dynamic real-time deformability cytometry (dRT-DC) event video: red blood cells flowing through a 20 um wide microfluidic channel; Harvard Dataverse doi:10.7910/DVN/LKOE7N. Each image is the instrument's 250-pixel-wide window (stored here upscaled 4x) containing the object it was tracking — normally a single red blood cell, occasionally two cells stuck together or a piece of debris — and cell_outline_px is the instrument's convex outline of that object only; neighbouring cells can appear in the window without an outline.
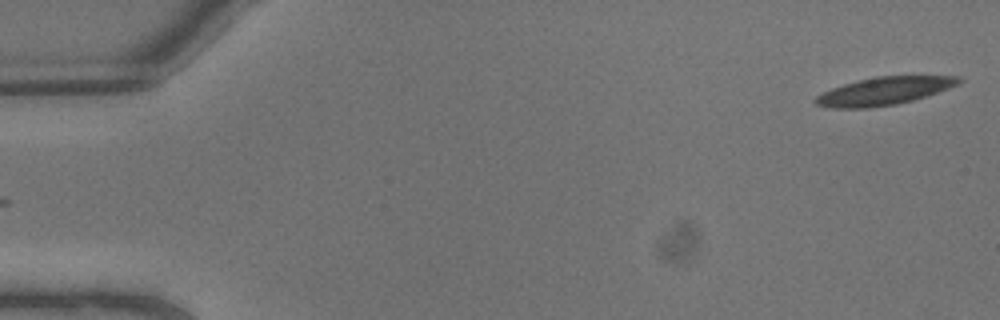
{"species": "common noctule bat (a hibernating species)", "species_latin": "Nyctalus noctula", "temperature_condition": "warm", "stored_images_in_passage": 8, "camera_frame_rate_fps": 3000, "um_per_image_px": 0.085, "animal": {"sex": "male", "body_mass_g": 13.3}, "frame": {"image": 1, "passage_image": 1, "time_ms": 0.0, "image_size_px": [1000, 320], "cell_outline_px": [[964, 80], [960, 84], [912, 100], [896, 104], [868, 108], [832, 108], [816, 104], [812, 100], [816, 96], [832, 88], [844, 84], [876, 76], [960, 76]], "centroid_in_image_um": [75.15, 7.73], "position_along_channel_um": 9.9, "area_um2": 23.0}}
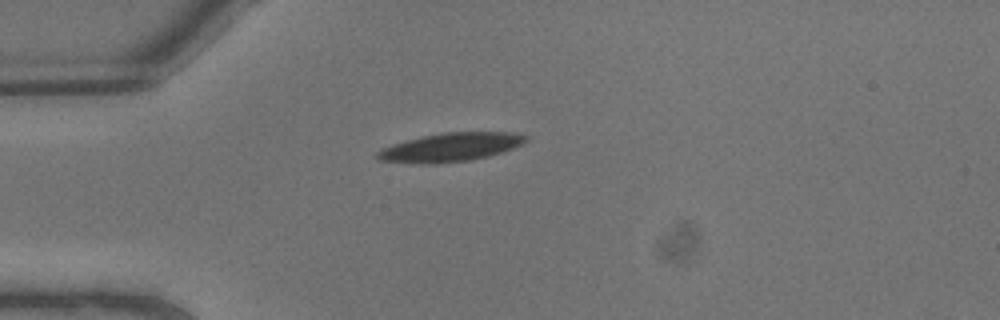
{"frame": {"image": 2, "passage_image": 6, "time_ms": 1.667, "image_size_px": [1000, 320], "cell_outline_px": [[528, 140], [524, 144], [488, 156], [468, 160], [436, 164], [420, 164], [380, 160], [372, 156], [376, 152], [392, 144], [424, 136], [444, 132], [516, 132], [528, 136]], "centroid_in_image_um": [38.3, 12.51], "position_along_channel_um": 46.7, "area_um2": 24.74}}
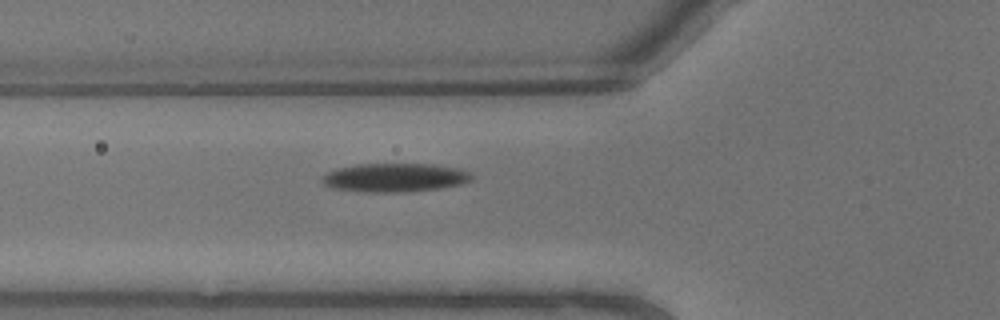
{"frame": {"image": 3, "passage_image": 8, "time_ms": 2.333, "image_size_px": [1000, 320], "cell_outline_px": [[472, 180], [464, 184], [440, 188], [404, 192], [360, 192], [332, 188], [324, 184], [320, 180], [320, 176], [336, 168], [356, 164], [436, 164], [460, 168], [472, 172]], "centroid_in_image_um": [33.57, 15.09], "position_along_channel_um": 92.2, "area_um2": 25.49}}